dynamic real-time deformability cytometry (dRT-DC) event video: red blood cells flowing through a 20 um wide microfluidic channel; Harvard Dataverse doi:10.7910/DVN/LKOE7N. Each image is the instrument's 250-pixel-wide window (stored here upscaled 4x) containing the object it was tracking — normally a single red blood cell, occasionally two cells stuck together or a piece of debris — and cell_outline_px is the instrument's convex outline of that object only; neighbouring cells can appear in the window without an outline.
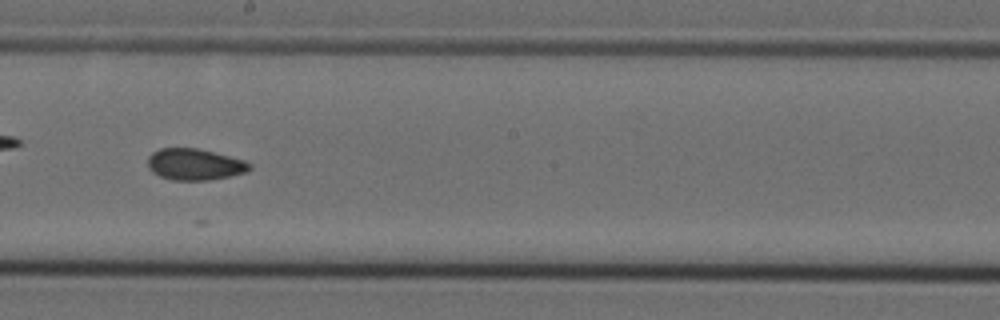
{"species": "Egyptian fruit bat (a non-hibernating species)", "species_latin": "Rousettus aegyptiacus", "temperature_condition": "cold", "stored_images_in_passage": 38, "camera_frame_rate_fps": 3000, "um_per_image_px": 0.085, "animal": {"sex": "female"}, "frame": {"image": 1, "passage_image": 30, "time_ms": 9.667, "image_size_px": [1000, 320], "cell_outline_px": [[252, 168], [244, 172], [228, 176], [208, 180], [172, 180], [160, 176], [152, 172], [148, 168], [148, 156], [152, 152], [160, 148], [196, 148], [244, 160], [252, 164]], "centroid_in_image_um": [16.51, 13.97], "position_along_channel_um": 231.7, "area_um2": 18.5}}